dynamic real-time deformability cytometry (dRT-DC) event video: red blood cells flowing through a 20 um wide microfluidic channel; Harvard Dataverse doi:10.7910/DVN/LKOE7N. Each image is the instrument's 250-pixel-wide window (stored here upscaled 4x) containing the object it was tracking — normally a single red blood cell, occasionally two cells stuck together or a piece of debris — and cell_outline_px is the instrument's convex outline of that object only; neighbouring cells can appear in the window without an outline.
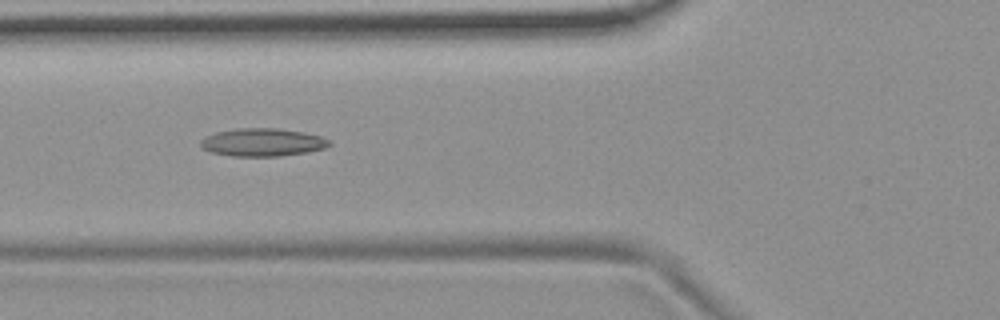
{"species": "common noctule bat (a hibernating species)", "species_latin": "Nyctalus noctula", "temperature_condition": "room temperature", "stored_images_in_passage": 45, "camera_frame_rate_fps": 3000, "um_per_image_px": 0.085, "animal": {"sex": "female", "body_mass_g": 19.9}, "frame": {"image": 1, "passage_image": 11, "time_ms": 3.333, "image_size_px": [1000, 320], "cell_outline_px": [[332, 144], [324, 148], [308, 152], [280, 156], [232, 156], [208, 152], [200, 144], [200, 140], [204, 136], [216, 132], [236, 128], [276, 128], [304, 132], [320, 136], [328, 140]], "centroid_in_image_um": [22.28, 12.09], "position_along_channel_um": 103.5, "area_um2": 21.04}}
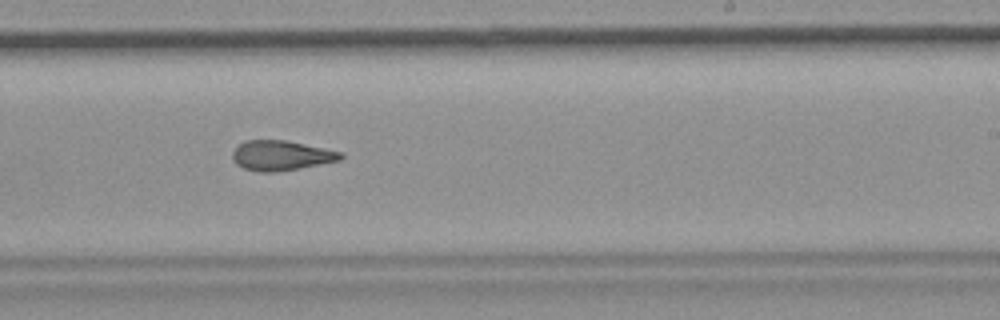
{"frame": {"image": 2, "passage_image": 24, "time_ms": 7.667, "image_size_px": [1000, 320], "cell_outline_px": [[344, 156], [340, 160], [300, 168], [276, 172], [260, 172], [244, 168], [236, 164], [232, 160], [232, 152], [244, 140], [284, 140], [344, 152]], "centroid_in_image_um": [23.89, 13.22], "position_along_channel_um": 265.1, "area_um2": 18.84}}
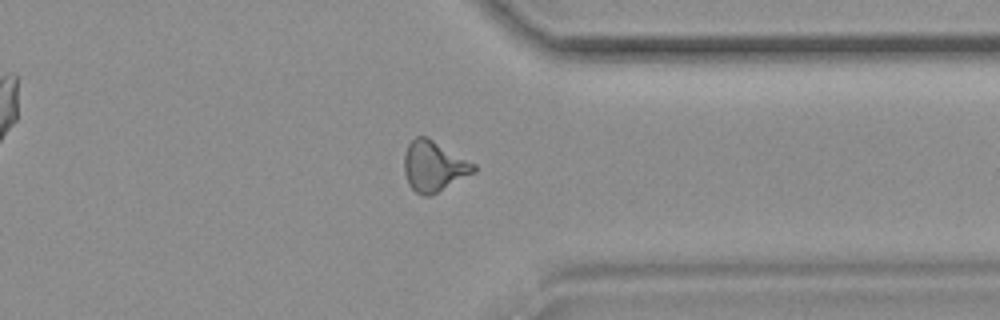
{"frame": {"image": 3, "passage_image": 33, "time_ms": 10.667, "image_size_px": [1000, 320], "cell_outline_px": [[476, 172], [432, 196], [420, 196], [408, 184], [404, 172], [404, 156], [408, 144], [416, 136], [428, 136], [476, 164]], "centroid_in_image_um": [36.89, 14.14], "position_along_channel_um": 374.5, "area_um2": 20.87}, "authors_computed_cell_mechanics": {"area_um2": 19.4786, "velocity_mm_per_s": 3.7339, "shape_relaxation_time_tau1_ms": null, "shape_relaxation_time_tau2_ms": 2.8967, "deformation_change_tau1": null, "deformation_change_tau2": 0.1207}}